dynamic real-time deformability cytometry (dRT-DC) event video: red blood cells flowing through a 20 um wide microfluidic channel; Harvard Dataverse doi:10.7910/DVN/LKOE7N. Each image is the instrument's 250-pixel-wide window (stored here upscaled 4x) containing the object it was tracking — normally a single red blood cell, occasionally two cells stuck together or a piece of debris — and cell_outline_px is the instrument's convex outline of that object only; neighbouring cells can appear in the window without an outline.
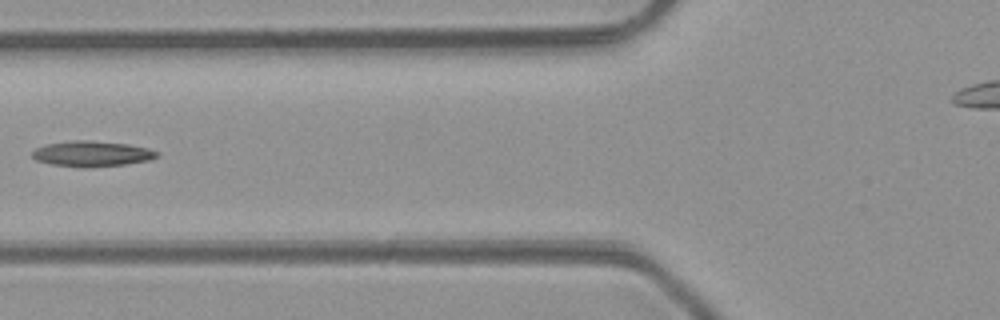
{"species": "common noctule bat (a hibernating species)", "species_latin": "Nyctalus noctula", "temperature_condition": "room temperature", "stored_images_in_passage": 5, "camera_frame_rate_fps": 3000, "um_per_image_px": 0.085, "animal": {"sex": "male", "body_mass_g": 23.1, "forearm_length_mm": 52.7}, "frame": {"image": 1, "passage_image": 5, "time_ms": 5.667, "image_size_px": [1000, 320], "cell_outline_px": [[160, 156], [148, 160], [124, 164], [88, 168], [80, 168], [52, 164], [36, 160], [32, 156], [32, 152], [36, 148], [48, 144], [76, 140], [88, 140], [128, 144], [148, 148], [160, 152]], "centroid_in_image_um": [7.84, 13.08], "position_along_channel_um": 118.0, "area_um2": 18.55}}